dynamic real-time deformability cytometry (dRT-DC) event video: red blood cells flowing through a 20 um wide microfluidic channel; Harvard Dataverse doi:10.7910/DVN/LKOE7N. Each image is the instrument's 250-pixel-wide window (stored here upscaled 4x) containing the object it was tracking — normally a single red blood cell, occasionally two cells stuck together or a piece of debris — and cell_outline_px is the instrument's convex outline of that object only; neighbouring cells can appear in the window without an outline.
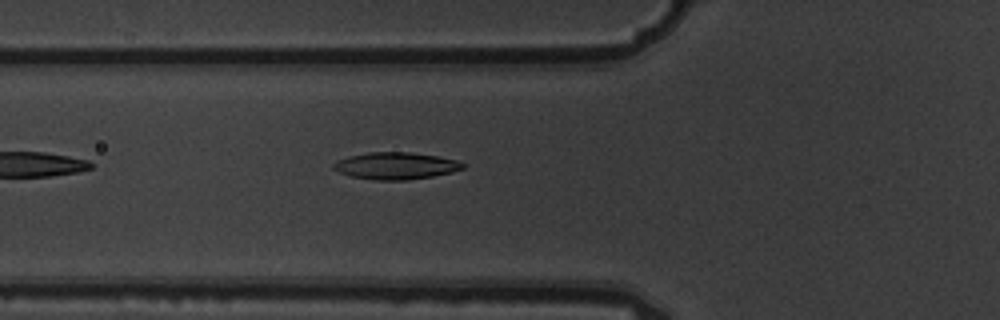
{"species": "common noctule bat (a hibernating species)", "species_latin": "Nyctalus noctula", "temperature_condition": "warm", "stored_images_in_passage": 2, "camera_frame_rate_fps": 3000, "um_per_image_px": 0.085, "animal": {"sex": "male", "body_mass_g": 19.5, "forearm_length_mm": 54.6}, "frame": {"image": 1, "passage_image": 2, "time_ms": 0.333, "image_size_px": [1000, 320], "cell_outline_px": [[464, 168], [452, 172], [432, 176], [408, 180], [376, 180], [352, 176], [340, 172], [332, 168], [332, 164], [336, 160], [348, 156], [368, 152], [412, 152], [436, 156], [456, 160], [464, 164]], "centroid_in_image_um": [33.61, 14.09], "position_along_channel_um": 92.2, "area_um2": 20.29}}